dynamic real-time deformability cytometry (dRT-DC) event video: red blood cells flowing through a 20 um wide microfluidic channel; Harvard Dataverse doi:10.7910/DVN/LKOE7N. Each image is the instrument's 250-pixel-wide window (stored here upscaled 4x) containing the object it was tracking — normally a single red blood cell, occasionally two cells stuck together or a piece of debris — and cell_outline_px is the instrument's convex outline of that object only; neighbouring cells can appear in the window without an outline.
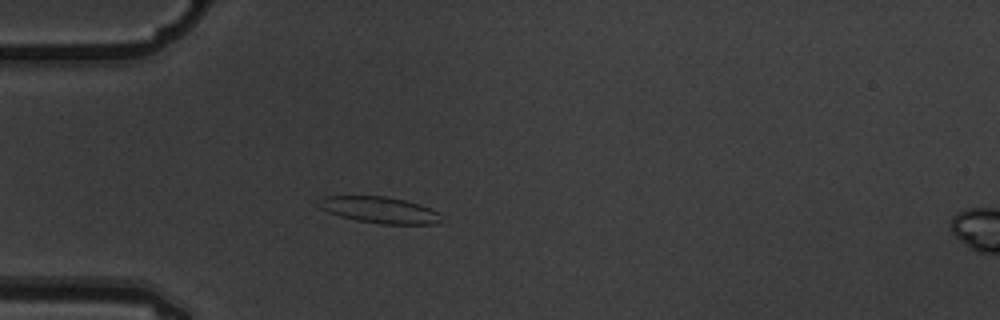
{"species": "common noctule bat (a hibernating species)", "species_latin": "Nyctalus noctula", "temperature_condition": "warm", "stored_images_in_passage": 4, "camera_frame_rate_fps": 3000, "um_per_image_px": 0.085, "animal": {"sex": "male", "body_mass_g": 19.5, "forearm_length_mm": 54.6}, "frame": {"image": 1, "passage_image": 4, "time_ms": 1.0, "image_size_px": [1000, 320], "cell_outline_px": [[440, 224], [380, 224], [356, 220], [340, 216], [328, 212], [320, 208], [316, 204], [324, 196], [384, 196], [404, 200], [420, 204], [440, 212]], "centroid_in_image_um": [32.27, 17.85], "position_along_channel_um": 52.7, "area_um2": 18.9}}